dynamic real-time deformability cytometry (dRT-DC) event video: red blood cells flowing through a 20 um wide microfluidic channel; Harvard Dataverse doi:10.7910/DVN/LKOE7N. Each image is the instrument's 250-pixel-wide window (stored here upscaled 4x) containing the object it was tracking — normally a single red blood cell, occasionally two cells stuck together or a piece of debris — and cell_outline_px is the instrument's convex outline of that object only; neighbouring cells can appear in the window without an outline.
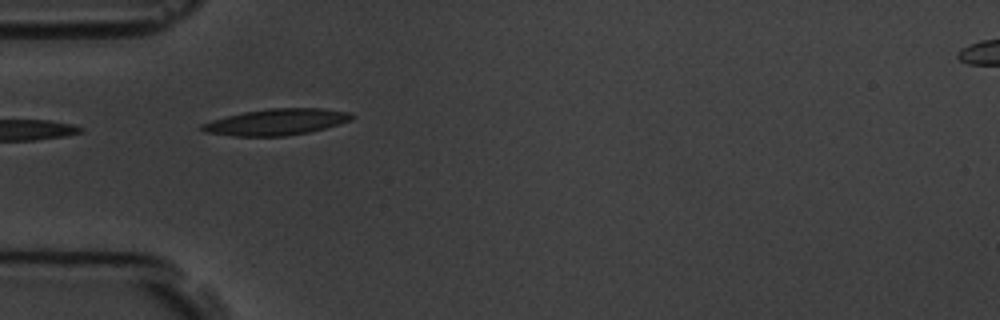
{"species": "common noctule bat (a hibernating species)", "species_latin": "Nyctalus noctula", "temperature_condition": "room temperature", "stored_images_in_passage": 6, "camera_frame_rate_fps": 3000, "um_per_image_px": 0.085, "animal": {"sex": "male", "body_mass_g": 19.5, "forearm_length_mm": 54.6}, "frame": {"image": 1, "passage_image": 5, "time_ms": 5.333, "image_size_px": [1000, 320], "cell_outline_px": [[356, 116], [352, 120], [340, 124], [308, 132], [284, 136], [232, 136], [204, 132], [200, 128], [200, 124], [212, 120], [244, 112], [268, 108], [320, 108], [348, 112]], "centroid_in_image_um": [23.49, 10.37], "position_along_channel_um": 61.5, "area_um2": 22.89}}